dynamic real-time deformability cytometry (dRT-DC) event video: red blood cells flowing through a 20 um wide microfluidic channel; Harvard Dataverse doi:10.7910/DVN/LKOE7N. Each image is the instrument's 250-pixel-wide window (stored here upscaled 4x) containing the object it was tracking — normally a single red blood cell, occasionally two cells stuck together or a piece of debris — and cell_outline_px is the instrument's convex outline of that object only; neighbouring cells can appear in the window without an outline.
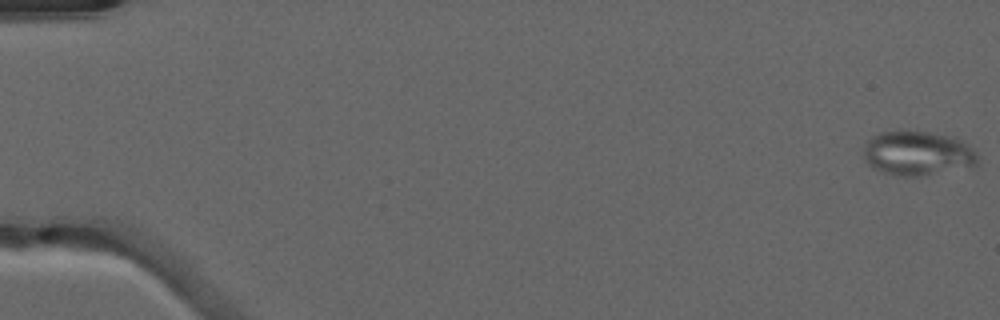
{"species": "common noctule bat (a hibernating species)", "species_latin": "Nyctalus noctula", "temperature_condition": "warm", "stored_images_in_passage": 52, "camera_frame_rate_fps": 3000, "um_per_image_px": 0.085, "animal": {"sex": "male", "forearm_length_mm": 52.5}, "frame": {"image": 1, "passage_image": 1, "time_ms": 0.0, "image_size_px": [1000, 320], "cell_outline_px": [[976, 164], [924, 176], [900, 176], [884, 172], [872, 168], [864, 160], [864, 144], [872, 136], [880, 132], [928, 132], [956, 136], [968, 144], [976, 152]], "centroid_in_image_um": [77.97, 13.03], "position_along_channel_um": 7.0, "area_um2": 29.3}}
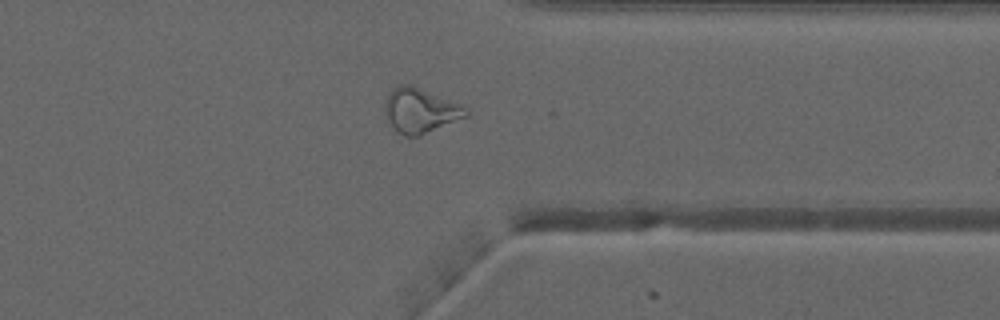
{"frame": {"image": 2, "passage_image": 41, "time_ms": 13.333, "image_size_px": [1000, 320], "cell_outline_px": [[468, 116], [416, 136], [404, 136], [388, 120], [384, 108], [388, 96], [392, 88], [396, 84], [412, 84], [460, 104], [468, 108]], "centroid_in_image_um": [35.73, 9.35], "position_along_channel_um": 375.7, "area_um2": 20.69}}
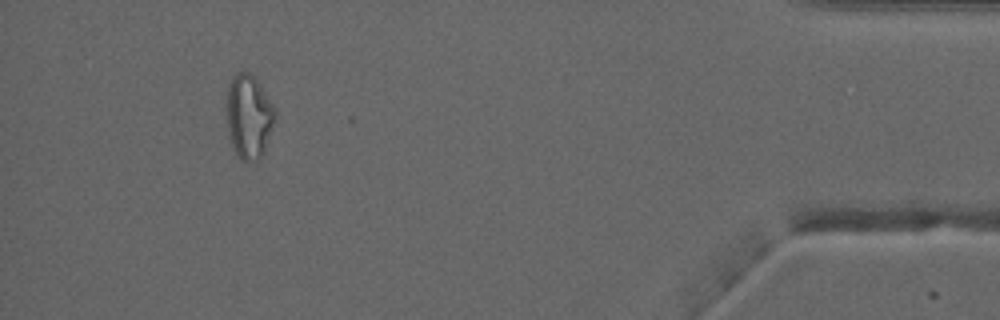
{"frame": {"image": 3, "passage_image": 48, "time_ms": 15.667, "image_size_px": [1000, 320], "cell_outline_px": [[276, 112], [272, 128], [264, 152], [256, 160], [240, 160], [232, 144], [228, 128], [224, 104], [224, 96], [228, 84], [232, 76], [236, 72], [248, 72], [256, 76], [276, 108]], "centroid_in_image_um": [21.12, 9.81], "position_along_channel_um": 414.1, "area_um2": 24.28}, "authors_computed_cell_mechanics": {"area_um2": 24.1026, "velocity_mm_per_s": 4.074, "shape_relaxation_time_tau1_ms": null, "shape_relaxation_time_tau2_ms": 2.0634, "deformation_change_tau1": null, "deformation_change_tau2": 0.1116}}